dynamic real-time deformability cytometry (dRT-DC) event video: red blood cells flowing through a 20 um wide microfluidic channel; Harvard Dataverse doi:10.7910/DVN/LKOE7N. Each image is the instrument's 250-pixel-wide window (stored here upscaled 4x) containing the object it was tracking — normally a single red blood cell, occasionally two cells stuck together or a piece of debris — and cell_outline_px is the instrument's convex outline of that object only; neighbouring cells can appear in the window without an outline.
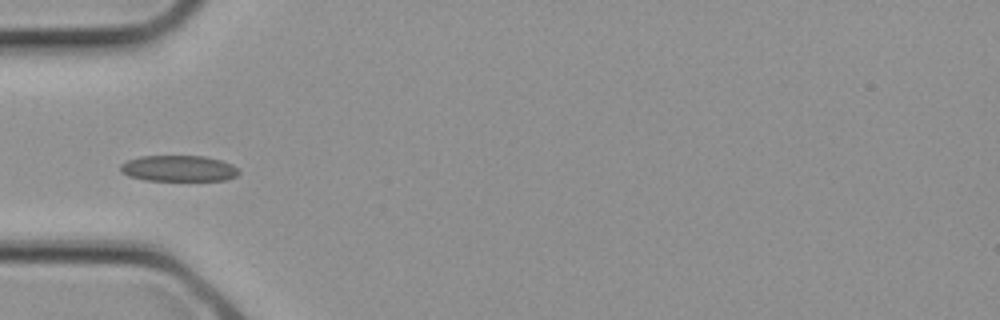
{"species": "common noctule bat (a hibernating species)", "species_latin": "Nyctalus noctula", "temperature_condition": "cold", "stored_images_in_passage": 1, "camera_frame_rate_fps": 3000, "um_per_image_px": 0.085, "animal": {"sex": "female", "body_mass_g": 21.9}, "frame": {"image": 1, "passage_image": 1, "time_ms": 0.0, "image_size_px": [1000, 320], "cell_outline_px": [[240, 172], [236, 176], [224, 180], [144, 180], [128, 176], [120, 172], [120, 164], [128, 160], [140, 156], [204, 156], [220, 160], [232, 164]], "centroid_in_image_um": [15.15, 14.31], "position_along_channel_um": 69.9, "area_um2": 17.92}}